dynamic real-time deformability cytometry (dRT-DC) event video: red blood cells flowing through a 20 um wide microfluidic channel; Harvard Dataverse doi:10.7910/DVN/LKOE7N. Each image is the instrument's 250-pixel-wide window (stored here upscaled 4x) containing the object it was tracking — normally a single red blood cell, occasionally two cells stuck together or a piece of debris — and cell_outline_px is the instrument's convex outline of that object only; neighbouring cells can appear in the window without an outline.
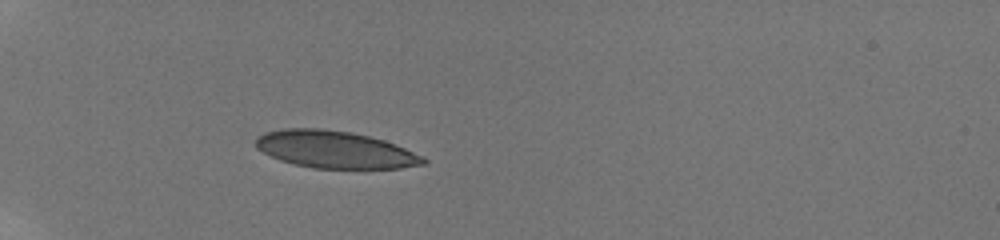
{"species": "human", "species_latin": "Homo sapiens", "temperature_condition": "room temperature", "stored_images_in_passage": 37, "camera_frame_rate_fps": 3000, "um_per_image_px": 0.085, "donor": {"sex": "male"}, "frame": {"image": 1, "passage_image": 1, "time_ms": 0.0, "image_size_px": [1000, 240], "cell_outline_px": [[428, 160], [424, 164], [400, 168], [312, 168], [292, 164], [280, 160], [256, 148], [256, 136], [264, 132], [280, 128], [320, 128], [352, 132], [384, 140], [396, 144], [424, 156]], "centroid_in_image_um": [28.46, 12.7], "position_along_channel_um": 56.5, "area_um2": 36.53}}
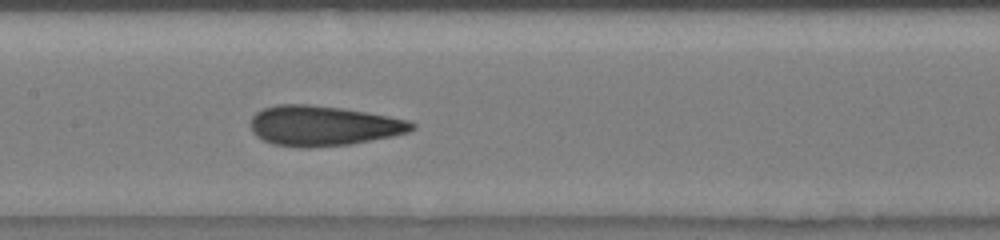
{"frame": {"image": 2, "passage_image": 13, "time_ms": 4.0, "image_size_px": [1000, 240], "cell_outline_px": [[416, 128], [408, 132], [392, 136], [348, 144], [308, 148], [304, 148], [272, 144], [256, 136], [252, 132], [252, 116], [256, 112], [264, 108], [276, 104], [308, 104], [340, 108], [388, 116], [408, 120], [416, 124]], "centroid_in_image_um": [27.46, 10.69], "position_along_channel_um": 179.9, "area_um2": 37.45}}
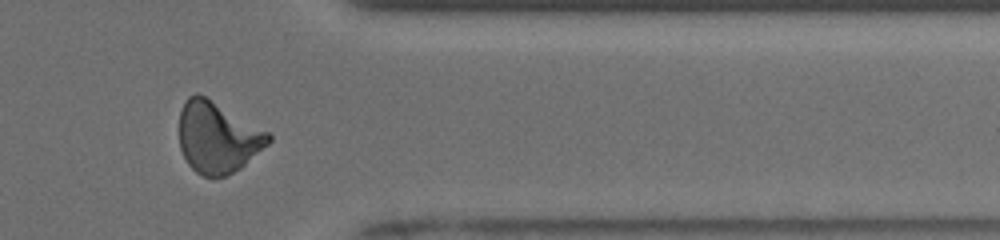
{"frame": {"image": 3, "passage_image": 30, "time_ms": 9.667, "image_size_px": [1000, 240], "cell_outline_px": [[272, 140], [268, 144], [240, 168], [224, 176], [204, 176], [196, 172], [188, 164], [180, 148], [180, 112], [188, 96], [196, 92], [204, 96], [268, 132], [272, 136]], "centroid_in_image_um": [18.48, 11.68], "position_along_channel_um": 392.9, "area_um2": 36.3}, "authors_computed_cell_mechanics": {"area_um2": 36.3562, "velocity_mm_per_s": 3.8401, "shape_relaxation_time_tau1_ms": 6.459, "shape_relaxation_time_tau2_ms": 1.2801, "deformation_change_tau1": 0.1842, "deformation_change_tau2": 0.0933}}